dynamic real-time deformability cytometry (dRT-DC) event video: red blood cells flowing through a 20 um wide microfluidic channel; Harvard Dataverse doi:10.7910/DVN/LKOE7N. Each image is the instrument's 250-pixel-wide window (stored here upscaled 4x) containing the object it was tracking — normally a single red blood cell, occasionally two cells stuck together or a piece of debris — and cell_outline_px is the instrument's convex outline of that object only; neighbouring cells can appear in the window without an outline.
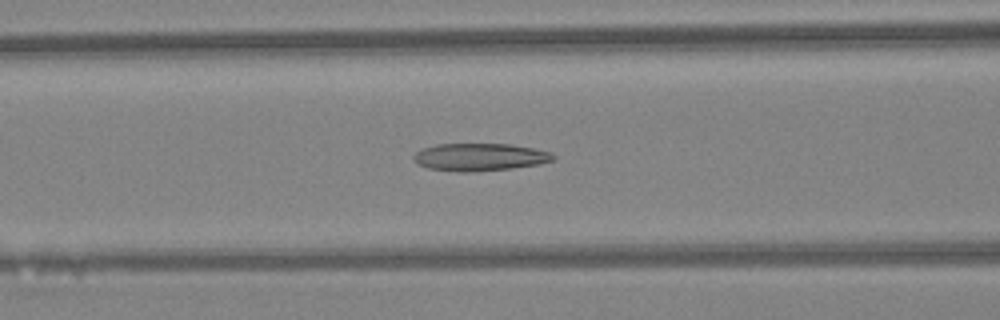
{"species": "Egyptian fruit bat (a non-hibernating species)", "species_latin": "Rousettus aegyptiacus", "temperature_condition": "warm", "stored_images_in_passage": 34, "camera_frame_rate_fps": 3000, "um_per_image_px": 0.085, "animal": {"sex": "female"}, "frame": {"image": 1, "passage_image": 11, "time_ms": 3.333, "image_size_px": [1000, 320], "cell_outline_px": [[556, 156], [552, 160], [540, 164], [508, 168], [464, 172], [460, 172], [428, 168], [416, 164], [412, 160], [412, 156], [420, 148], [436, 144], [508, 144], [536, 148], [552, 152]], "centroid_in_image_um": [40.74, 13.33], "position_along_channel_um": 125.9, "area_um2": 22.48}}
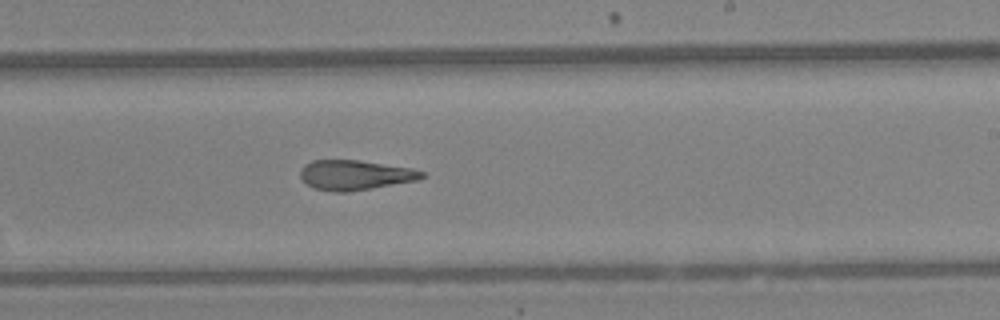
{"frame": {"image": 2, "passage_image": 20, "time_ms": 6.333, "image_size_px": [1000, 320], "cell_outline_px": [[424, 176], [416, 180], [372, 188], [344, 192], [332, 192], [312, 188], [300, 176], [300, 168], [304, 164], [312, 160], [356, 160], [412, 168], [424, 172]], "centroid_in_image_um": [30.13, 14.87], "position_along_channel_um": 258.9, "area_um2": 20.98}}
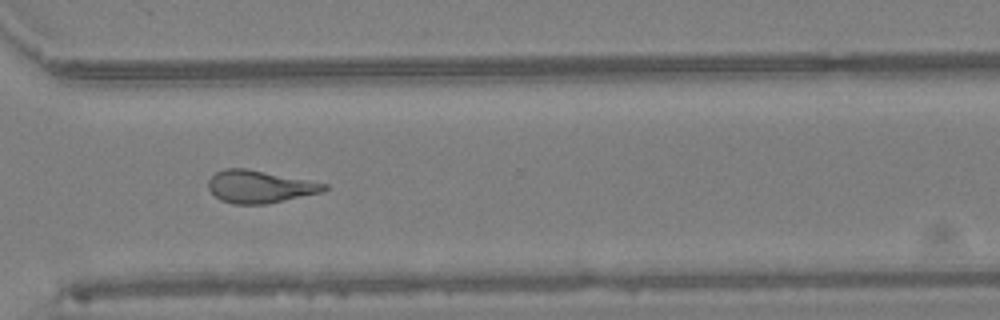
{"frame": {"image": 3, "passage_image": 26, "time_ms": 8.333, "image_size_px": [1000, 320], "cell_outline_px": [[328, 188], [320, 192], [268, 204], [232, 204], [220, 200], [208, 188], [208, 180], [216, 172], [224, 168], [244, 168], [328, 184]], "centroid_in_image_um": [22.03, 15.87], "position_along_channel_um": 348.6, "area_um2": 21.68}, "authors_computed_cell_mechanics": {"area_um2": 21.8484, "velocity_mm_per_s": 4.4559, "shape_relaxation_time_tau1_ms": null, "shape_relaxation_time_tau2_ms": 3.2464, "deformation_change_tau1": null, "deformation_change_tau2": 0.1489}}